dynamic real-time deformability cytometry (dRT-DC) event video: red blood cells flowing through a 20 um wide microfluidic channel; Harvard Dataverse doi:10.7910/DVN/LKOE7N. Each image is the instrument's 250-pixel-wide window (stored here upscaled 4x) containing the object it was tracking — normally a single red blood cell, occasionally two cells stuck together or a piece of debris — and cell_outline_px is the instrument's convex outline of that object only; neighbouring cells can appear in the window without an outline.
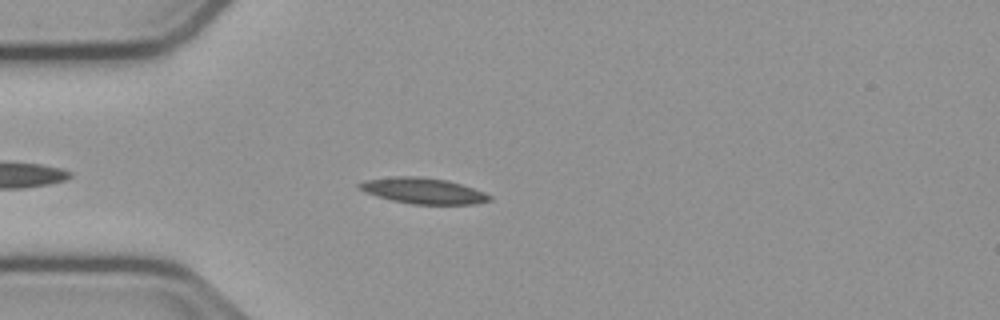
{"species": "common noctule bat (a hibernating species)", "species_latin": "Nyctalus noctula", "temperature_condition": "cold", "stored_images_in_passage": 43, "camera_frame_rate_fps": 3000, "um_per_image_px": 0.085, "animal": {"sex": "male", "body_mass_g": 23.1, "forearm_length_mm": 52.7}, "frame": {"image": 1, "passage_image": 6, "time_ms": 1.667, "image_size_px": [1000, 320], "cell_outline_px": [[492, 200], [476, 204], [412, 204], [392, 200], [368, 192], [360, 188], [356, 184], [368, 180], [392, 176], [420, 176], [448, 180], [484, 192], [492, 196]], "centroid_in_image_um": [36.03, 16.21], "position_along_channel_um": 49.0, "area_um2": 19.36}}
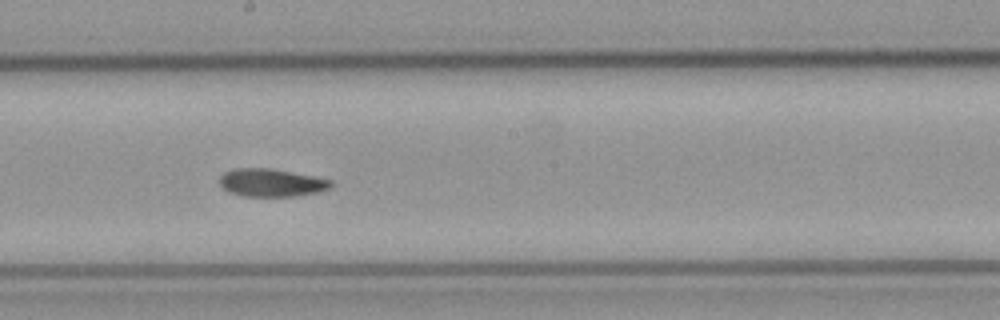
{"frame": {"image": 2, "passage_image": 21, "time_ms": 6.667, "image_size_px": [1000, 320], "cell_outline_px": [[332, 188], [320, 192], [296, 196], [244, 196], [228, 192], [220, 184], [220, 176], [224, 172], [236, 168], [268, 168], [312, 176], [332, 180]], "centroid_in_image_um": [23.08, 15.54], "position_along_channel_um": 225.1, "area_um2": 18.03}}
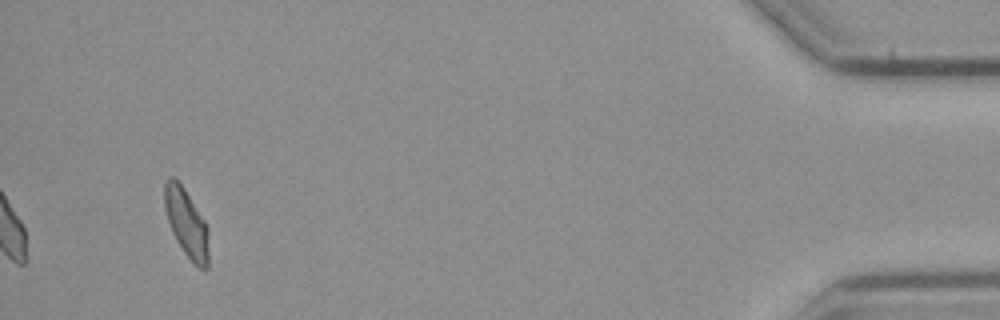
{"frame": {"image": 3, "passage_image": 43, "time_ms": 14.0, "image_size_px": [1000, 320], "cell_outline_px": [[208, 268], [200, 268], [184, 252], [176, 240], [172, 232], [164, 208], [164, 184], [168, 176], [172, 176], [184, 188], [204, 220], [208, 228]], "centroid_in_image_um": [15.83, 18.93], "position_along_channel_um": 419.4, "area_um2": 17.28}, "authors_computed_cell_mechanics": {"area_um2": 18.207, "velocity_mm_per_s": 3.7516, "shape_relaxation_time_tau1_ms": 9.5516, "shape_relaxation_time_tau2_ms": null, "deformation_change_tau1": 0.1919, "deformation_change_tau2": null}}